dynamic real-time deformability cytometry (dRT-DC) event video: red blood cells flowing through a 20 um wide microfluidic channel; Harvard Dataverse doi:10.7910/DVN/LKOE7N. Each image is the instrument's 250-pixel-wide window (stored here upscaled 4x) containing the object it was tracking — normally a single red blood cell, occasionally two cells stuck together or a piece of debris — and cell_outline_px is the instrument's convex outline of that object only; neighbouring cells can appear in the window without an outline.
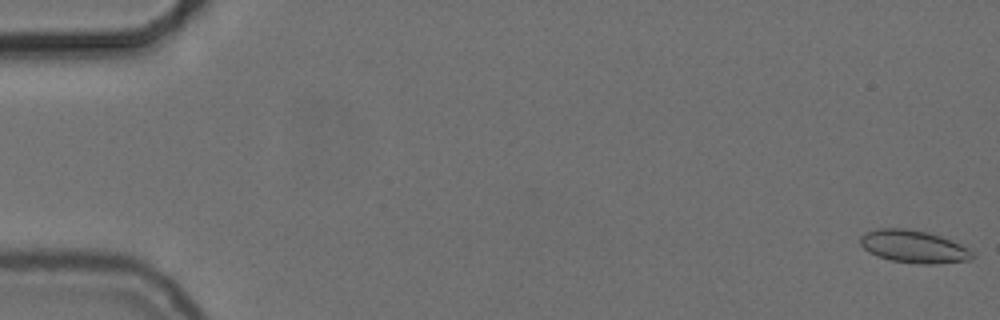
{"species": "common noctule bat (a hibernating species)", "species_latin": "Nyctalus noctula", "temperature_condition": "cold", "stored_images_in_passage": 56, "camera_frame_rate_fps": 3000, "um_per_image_px": 0.085, "animal": {"sex": "female", "body_mass_g": 24.6, "forearm_length_mm": 56.2}, "frame": {"image": 1, "passage_image": 1, "time_ms": 0.0, "image_size_px": [1000, 320], "cell_outline_px": [[972, 260], [936, 264], [920, 264], [892, 260], [876, 256], [868, 252], [860, 244], [860, 236], [864, 232], [876, 228], [908, 228], [928, 232], [940, 236], [960, 244], [968, 248], [972, 252]], "centroid_in_image_um": [77.63, 20.95], "position_along_channel_um": 7.4, "area_um2": 21.44}}
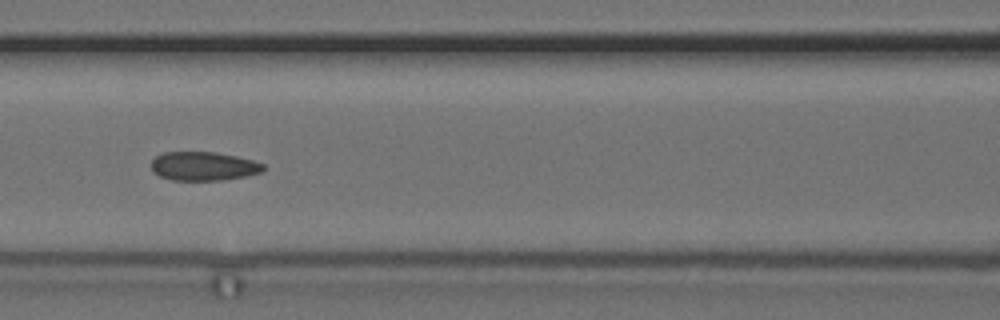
{"frame": {"image": 2, "passage_image": 25, "time_ms": 8.0, "image_size_px": [1000, 320], "cell_outline_px": [[264, 168], [260, 172], [248, 176], [224, 180], [172, 180], [160, 176], [152, 172], [152, 160], [156, 156], [164, 152], [216, 152], [236, 156], [252, 160], [264, 164]], "centroid_in_image_um": [17.29, 14.13], "position_along_channel_um": 149.3, "area_um2": 18.84}}
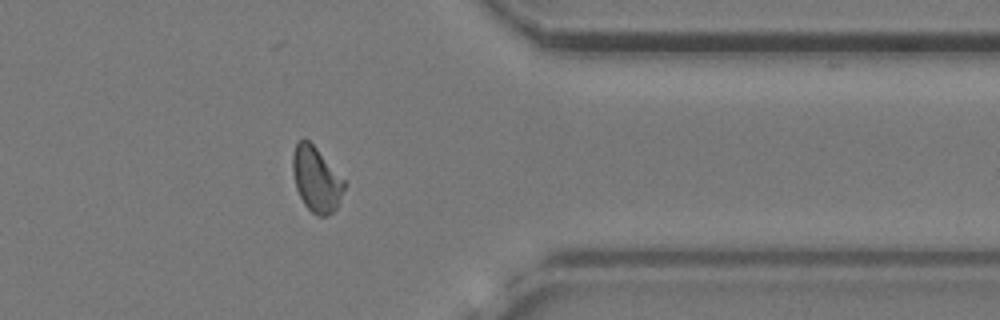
{"frame": {"image": 3, "passage_image": 45, "time_ms": 14.667, "image_size_px": [1000, 320], "cell_outline_px": [[344, 188], [336, 208], [332, 212], [324, 216], [316, 216], [304, 204], [296, 188], [292, 172], [292, 156], [296, 144], [304, 136], [316, 148], [344, 180]], "centroid_in_image_um": [26.85, 15.23], "position_along_channel_um": 384.6, "area_um2": 19.19}, "authors_computed_cell_mechanics": {"area_um2": 19.2763, "velocity_mm_per_s": 3.716, "shape_relaxation_time_tau1_ms": null, "shape_relaxation_time_tau2_ms": 1.7083, "deformation_change_tau1": null, "deformation_change_tau2": 0.0555}}